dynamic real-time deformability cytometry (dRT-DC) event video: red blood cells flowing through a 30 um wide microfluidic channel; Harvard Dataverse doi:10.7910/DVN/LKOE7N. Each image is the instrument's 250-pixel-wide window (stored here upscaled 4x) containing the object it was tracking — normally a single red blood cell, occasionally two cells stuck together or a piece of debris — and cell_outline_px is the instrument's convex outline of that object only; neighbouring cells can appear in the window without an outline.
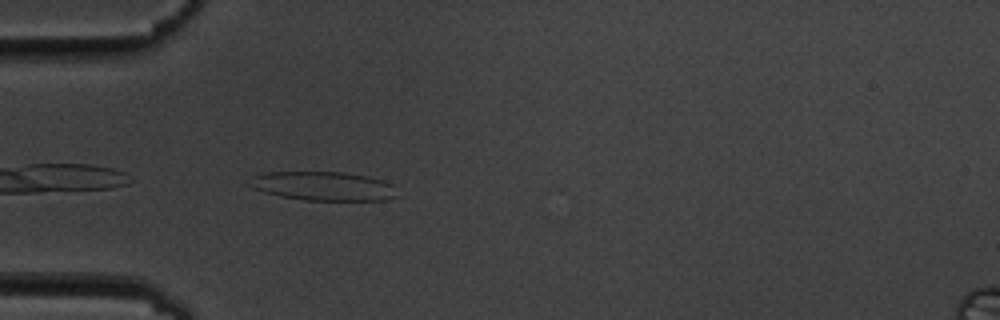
{"species": "common noctule bat (a hibernating species)", "species_latin": "Nyctalus noctula", "temperature_condition": "cold", "stored_images_in_passage": 5, "camera_frame_rate_fps": 3000, "um_per_image_px": 0.085, "animal": {"sex": "male", "body_mass_g": 19.5, "forearm_length_mm": 54.6}, "frame": {"image": 1, "passage_image": 5, "time_ms": 4.667, "image_size_px": [1000, 320], "cell_outline_px": [[396, 196], [388, 200], [304, 200], [280, 196], [264, 192], [252, 188], [252, 176], [268, 172], [344, 172], [368, 176], [384, 180], [392, 184]], "centroid_in_image_um": [27.51, 15.81], "position_along_channel_um": 57.5, "area_um2": 24.74}}